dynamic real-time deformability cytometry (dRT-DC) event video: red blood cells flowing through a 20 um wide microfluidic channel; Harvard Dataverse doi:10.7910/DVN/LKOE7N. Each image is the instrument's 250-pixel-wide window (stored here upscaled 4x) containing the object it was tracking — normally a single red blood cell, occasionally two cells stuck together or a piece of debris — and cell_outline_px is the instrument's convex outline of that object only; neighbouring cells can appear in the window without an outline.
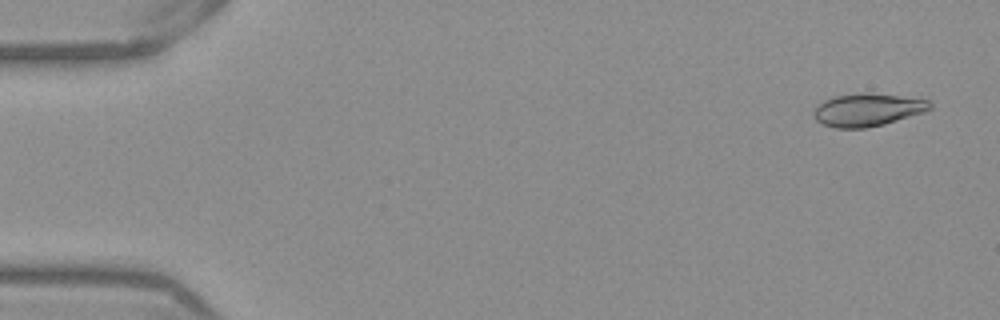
{"species": "Egyptian fruit bat (a non-hibernating species)", "species_latin": "Rousettus aegyptiacus", "temperature_condition": "warm", "stored_images_in_passage": 53, "camera_frame_rate_fps": 3000, "um_per_image_px": 0.085, "frame": {"image": 1, "passage_image": 3, "time_ms": 0.667, "image_size_px": [1000, 320], "cell_outline_px": [[932, 108], [924, 112], [884, 124], [864, 128], [836, 128], [824, 124], [816, 120], [812, 116], [812, 112], [824, 100], [836, 96], [900, 96], [928, 100], [932, 104]], "centroid_in_image_um": [73.74, 9.39], "position_along_channel_um": 11.3, "area_um2": 21.1}}
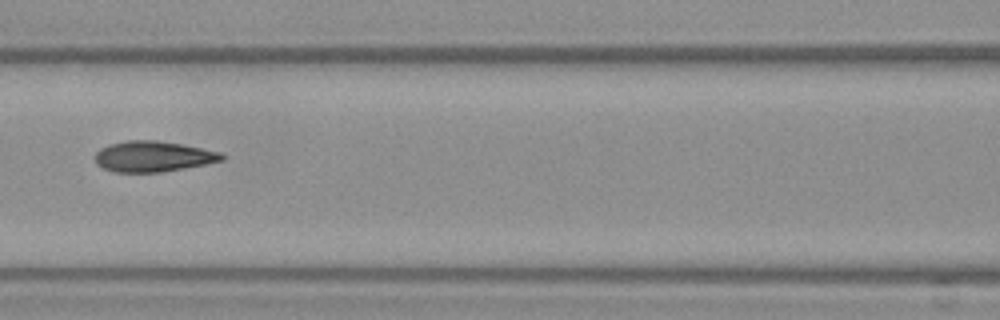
{"frame": {"image": 2, "passage_image": 24, "time_ms": 7.667, "image_size_px": [1000, 320], "cell_outline_px": [[224, 160], [184, 168], [160, 172], [112, 172], [96, 164], [96, 152], [100, 148], [108, 144], [128, 140], [156, 140], [180, 144], [224, 152]], "centroid_in_image_um": [13.01, 13.29], "position_along_channel_um": 153.6, "area_um2": 22.66}}
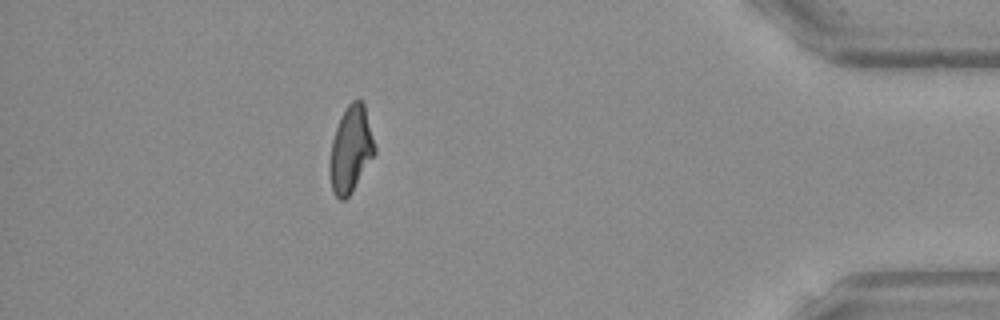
{"frame": {"image": 3, "passage_image": 47, "time_ms": 15.333, "image_size_px": [1000, 320], "cell_outline_px": [[376, 152], [348, 196], [344, 200], [340, 200], [332, 192], [328, 172], [328, 164], [332, 140], [340, 116], [348, 104], [352, 100], [360, 100], [364, 104], [376, 148]], "centroid_in_image_um": [29.78, 12.7], "position_along_channel_um": 405.4, "area_um2": 22.54}, "authors_computed_cell_mechanics": {"area_um2": 22.6576, "velocity_mm_per_s": 3.9084, "shape_relaxation_time_tau1_ms": 9.3448, "shape_relaxation_time_tau2_ms": 1.485, "deformation_change_tau1": 0.266, "deformation_change_tau2": 0.0823}}